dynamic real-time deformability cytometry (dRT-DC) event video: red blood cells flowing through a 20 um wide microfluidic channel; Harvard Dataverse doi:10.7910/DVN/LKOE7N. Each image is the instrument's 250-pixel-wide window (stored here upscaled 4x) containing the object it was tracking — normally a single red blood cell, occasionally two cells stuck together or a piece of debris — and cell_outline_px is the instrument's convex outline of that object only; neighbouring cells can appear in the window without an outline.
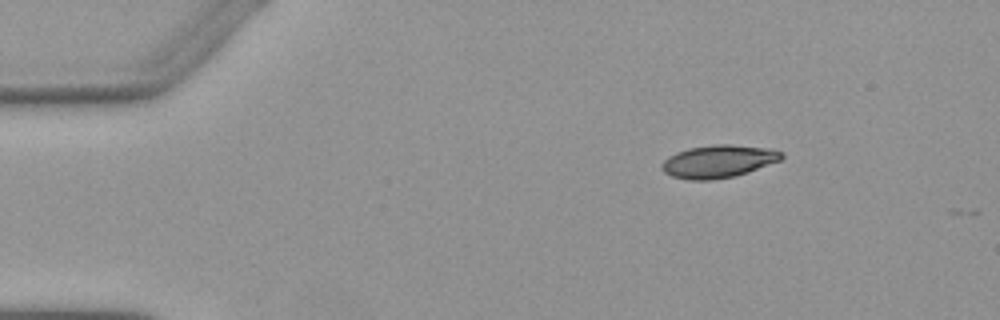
{"species": "Egyptian fruit bat (a non-hibernating species)", "species_latin": "Rousettus aegyptiacus", "temperature_condition": "warm", "stored_images_in_passage": 3, "camera_frame_rate_fps": 3000, "um_per_image_px": 0.085, "animal": {"sex": "female"}, "frame": {"image": 1, "passage_image": 1, "time_ms": 0.0, "image_size_px": [1000, 320], "cell_outline_px": [[784, 156], [780, 160], [748, 172], [732, 176], [712, 180], [688, 180], [672, 176], [664, 172], [660, 168], [664, 160], [668, 156], [676, 152], [688, 148], [716, 144], [728, 144], [772, 148], [784, 152]], "centroid_in_image_um": [61.06, 13.71], "position_along_channel_um": 23.9, "area_um2": 22.89}}